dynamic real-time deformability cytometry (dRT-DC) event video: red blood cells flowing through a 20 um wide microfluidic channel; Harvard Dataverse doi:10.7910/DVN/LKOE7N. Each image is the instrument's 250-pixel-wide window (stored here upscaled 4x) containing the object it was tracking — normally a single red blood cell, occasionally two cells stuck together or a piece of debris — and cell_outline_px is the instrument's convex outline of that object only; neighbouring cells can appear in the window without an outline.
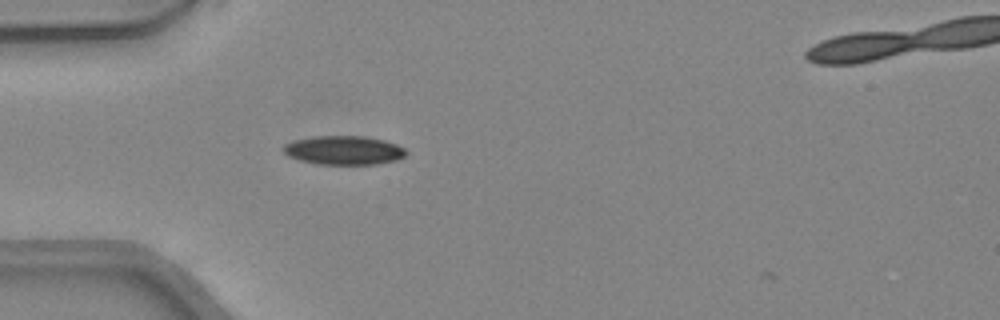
{"species": "common noctule bat (a hibernating species)", "species_latin": "Nyctalus noctula", "temperature_condition": "warm", "stored_images_in_passage": 2, "camera_frame_rate_fps": 3000, "um_per_image_px": 0.085, "animal": {"sex": "female", "body_mass_g": 24.6, "forearm_length_mm": 56.2}, "frame": {"image": 1, "passage_image": 1, "time_ms": 0.0, "image_size_px": [1000, 320], "cell_outline_px": [[408, 152], [404, 156], [396, 160], [376, 164], [320, 164], [300, 160], [288, 156], [280, 148], [284, 144], [292, 140], [312, 136], [364, 136], [384, 140], [396, 144], [404, 148]], "centroid_in_image_um": [29.19, 12.76], "position_along_channel_um": 55.8, "area_um2": 20.75}}